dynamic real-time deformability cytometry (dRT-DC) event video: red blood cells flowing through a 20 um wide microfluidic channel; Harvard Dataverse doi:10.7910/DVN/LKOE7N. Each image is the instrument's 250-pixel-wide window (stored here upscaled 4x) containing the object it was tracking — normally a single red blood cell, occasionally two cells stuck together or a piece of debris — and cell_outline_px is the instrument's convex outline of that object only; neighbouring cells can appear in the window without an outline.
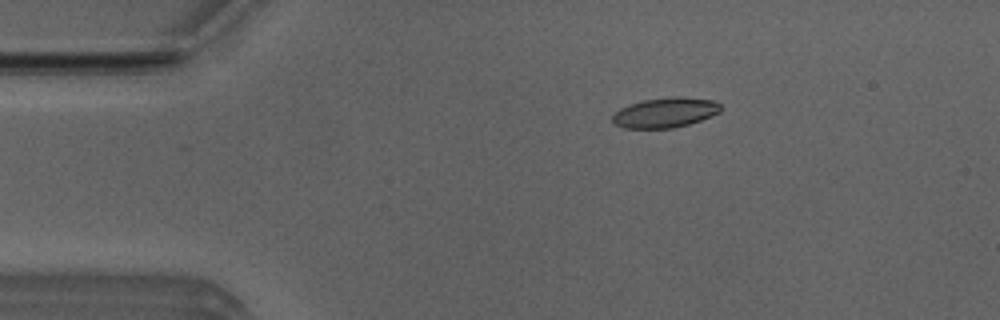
{"species": "Egyptian fruit bat (a non-hibernating species)", "species_latin": "Rousettus aegyptiacus", "temperature_condition": "room temperature", "stored_images_in_passage": 50, "camera_frame_rate_fps": 3000, "um_per_image_px": 0.085, "animal": {"sex": "male"}, "frame": {"image": 1, "passage_image": 8, "time_ms": 2.333, "image_size_px": [1000, 320], "cell_outline_px": [[724, 108], [720, 112], [712, 116], [688, 124], [672, 128], [624, 128], [616, 124], [612, 120], [612, 116], [620, 108], [644, 100], [676, 96], [680, 96], [716, 100]], "centroid_in_image_um": [56.61, 9.56], "position_along_channel_um": 28.4, "area_um2": 18.9}}
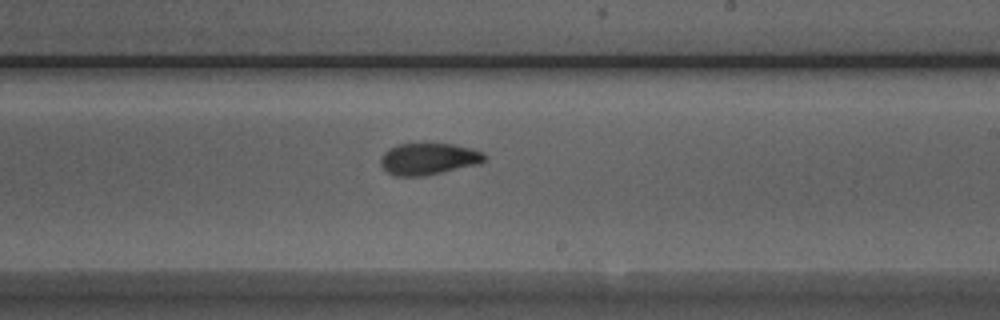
{"frame": {"image": 2, "passage_image": 29, "time_ms": 9.333, "image_size_px": [1000, 320], "cell_outline_px": [[488, 156], [480, 164], [424, 176], [396, 176], [388, 172], [380, 164], [380, 160], [384, 152], [388, 148], [396, 144], [452, 144], [472, 148], [484, 152]], "centroid_in_image_um": [36.45, 13.5], "position_along_channel_um": 252.6, "area_um2": 19.31}}
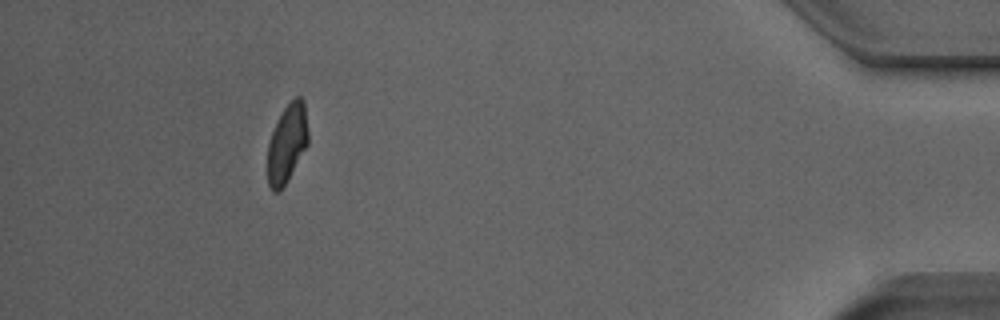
{"frame": {"image": 3, "passage_image": 46, "time_ms": 15.0, "image_size_px": [1000, 320], "cell_outline_px": [[308, 144], [280, 192], [272, 192], [268, 184], [268, 144], [272, 132], [284, 108], [296, 96], [300, 96], [304, 100], [308, 132]], "centroid_in_image_um": [24.4, 12.2], "position_along_channel_um": 410.8, "area_um2": 18.32}, "authors_computed_cell_mechanics": {"area_um2": 19.074, "velocity_mm_per_s": 3.9525, "shape_relaxation_time_tau1_ms": 7.1876, "shape_relaxation_time_tau2_ms": 1.631, "deformation_change_tau1": 0.1932, "deformation_change_tau2": 0.0727}}